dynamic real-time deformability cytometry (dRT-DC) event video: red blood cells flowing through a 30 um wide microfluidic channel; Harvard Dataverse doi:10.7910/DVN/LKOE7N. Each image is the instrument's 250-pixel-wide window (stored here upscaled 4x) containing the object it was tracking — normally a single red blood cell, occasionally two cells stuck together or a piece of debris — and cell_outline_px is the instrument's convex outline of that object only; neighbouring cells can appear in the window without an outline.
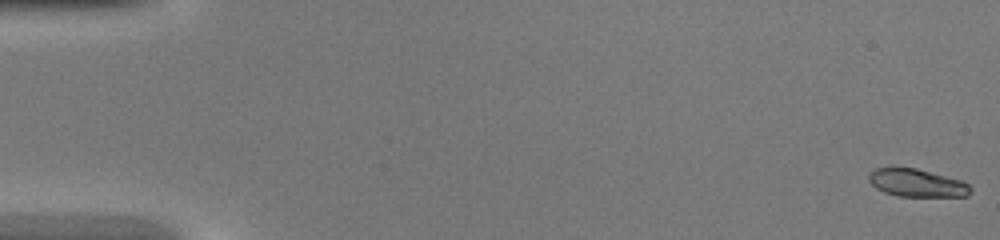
{"species": "common noctule bat (a hibernating species)", "species_latin": "Nyctalus noctula", "temperature_condition": "warm", "stored_images_in_passage": 45, "camera_frame_rate_fps": 3000, "um_per_image_px": 0.085, "animal": {"sex": "female", "body_mass_g": 20.0, "forearm_length_mm": 54.0}, "frame": {"image": 1, "passage_image": 1, "time_ms": 0.0, "image_size_px": [1000, 240], "cell_outline_px": [[972, 188], [968, 196], [896, 196], [884, 192], [876, 188], [868, 180], [868, 176], [876, 168], [916, 168], [960, 180], [968, 184]], "centroid_in_image_um": [77.93, 15.56], "position_along_channel_um": 7.1, "area_um2": 16.24}}
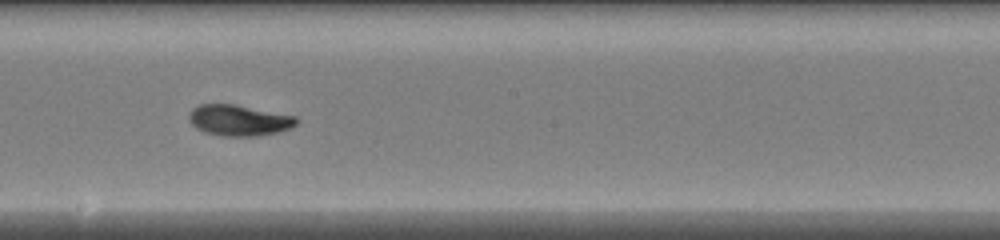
{"frame": {"image": 2, "passage_image": 26, "time_ms": 8.333, "image_size_px": [1000, 240], "cell_outline_px": [[300, 120], [296, 124], [288, 128], [276, 132], [256, 136], [224, 136], [204, 132], [196, 128], [188, 120], [188, 116], [192, 108], [200, 104], [236, 104], [296, 116]], "centroid_in_image_um": [20.29, 10.21], "position_along_channel_um": 227.9, "area_um2": 19.42}}
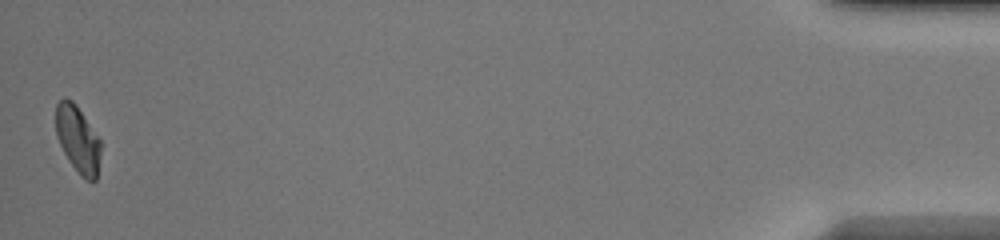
{"frame": {"image": 3, "passage_image": 45, "time_ms": 14.667, "image_size_px": [1000, 240], "cell_outline_px": [[100, 152], [96, 180], [88, 180], [80, 176], [68, 160], [56, 136], [56, 104], [64, 96], [72, 100], [76, 104], [100, 140]], "centroid_in_image_um": [6.59, 11.82], "position_along_channel_um": 428.6, "area_um2": 17.34}}